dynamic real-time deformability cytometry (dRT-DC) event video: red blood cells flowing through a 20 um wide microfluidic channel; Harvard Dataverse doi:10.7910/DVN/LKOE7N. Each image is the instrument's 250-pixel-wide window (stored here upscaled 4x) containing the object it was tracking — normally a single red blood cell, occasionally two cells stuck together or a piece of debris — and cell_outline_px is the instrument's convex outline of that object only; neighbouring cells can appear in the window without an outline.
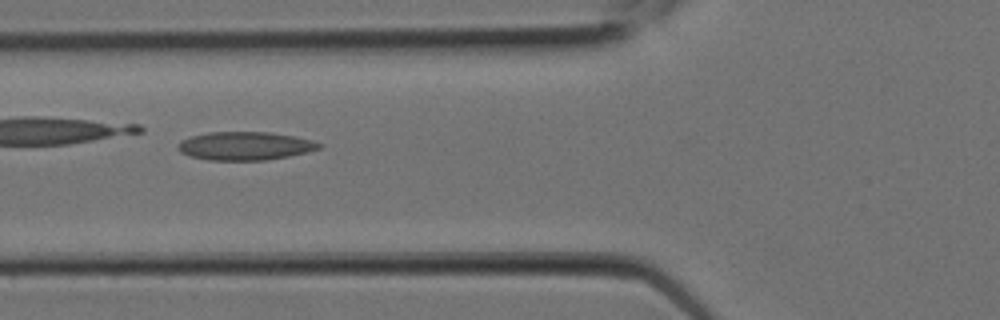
{"species": "Egyptian fruit bat (a non-hibernating species)", "species_latin": "Rousettus aegyptiacus", "temperature_condition": "room temperature", "stored_images_in_passage": 3, "camera_frame_rate_fps": 3000, "um_per_image_px": 0.085, "animal": {"sex": "female"}, "frame": {"image": 1, "passage_image": 2, "time_ms": 0.333, "image_size_px": [1000, 320], "cell_outline_px": [[324, 144], [320, 148], [288, 156], [268, 160], [208, 160], [188, 156], [180, 152], [176, 148], [176, 144], [180, 140], [188, 136], [208, 132], [272, 132], [312, 140]], "centroid_in_image_um": [20.75, 12.4], "position_along_channel_um": 105.1, "area_um2": 23.52}}